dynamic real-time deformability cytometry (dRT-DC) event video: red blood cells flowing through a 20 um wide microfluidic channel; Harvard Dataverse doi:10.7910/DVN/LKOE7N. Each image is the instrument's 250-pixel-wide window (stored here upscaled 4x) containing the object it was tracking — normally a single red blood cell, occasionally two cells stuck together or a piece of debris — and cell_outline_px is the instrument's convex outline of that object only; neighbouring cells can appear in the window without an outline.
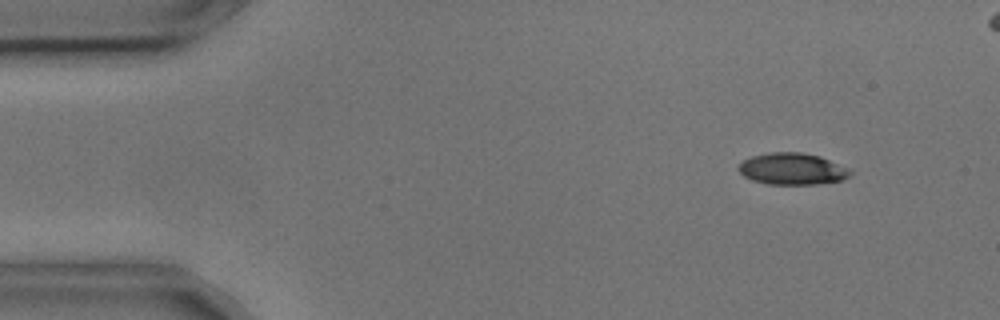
{"species": "common noctule bat (a hibernating species)", "species_latin": "Nyctalus noctula", "temperature_condition": "cold", "stored_images_in_passage": 6, "camera_frame_rate_fps": 3000, "um_per_image_px": 0.085, "animal": {"sex": "male", "body_mass_g": 17.9, "forearm_length_mm": 54.2}, "frame": {"image": 1, "passage_image": 2, "time_ms": 0.333, "image_size_px": [1000, 320], "cell_outline_px": [[852, 172], [844, 180], [816, 184], [768, 184], [752, 180], [744, 176], [736, 168], [744, 160], [752, 156], [768, 152], [800, 152], [820, 156]], "centroid_in_image_um": [67.29, 14.36], "position_along_channel_um": 17.7, "area_um2": 20.35}}